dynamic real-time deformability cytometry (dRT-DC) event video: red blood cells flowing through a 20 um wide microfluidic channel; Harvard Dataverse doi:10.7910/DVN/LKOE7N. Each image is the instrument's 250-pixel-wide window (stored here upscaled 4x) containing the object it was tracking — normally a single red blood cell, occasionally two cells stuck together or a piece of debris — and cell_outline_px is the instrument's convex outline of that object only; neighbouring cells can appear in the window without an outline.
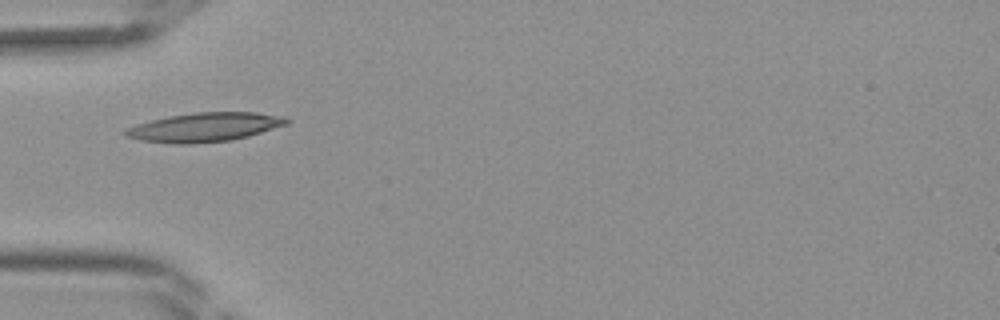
{"species": "Egyptian fruit bat (a non-hibernating species)", "species_latin": "Rousettus aegyptiacus", "temperature_condition": "room temperature", "stored_images_in_passage": 29, "camera_frame_rate_fps": 3000, "um_per_image_px": 0.085, "frame": {"image": 1, "passage_image": 1, "time_ms": 0.0, "image_size_px": [1000, 320], "cell_outline_px": [[292, 120], [288, 124], [248, 136], [232, 140], [192, 144], [172, 144], [140, 140], [124, 136], [120, 132], [136, 124], [168, 116], [192, 112], [256, 112], [288, 116]], "centroid_in_image_um": [17.41, 10.81], "position_along_channel_um": 67.6, "area_um2": 27.69}}
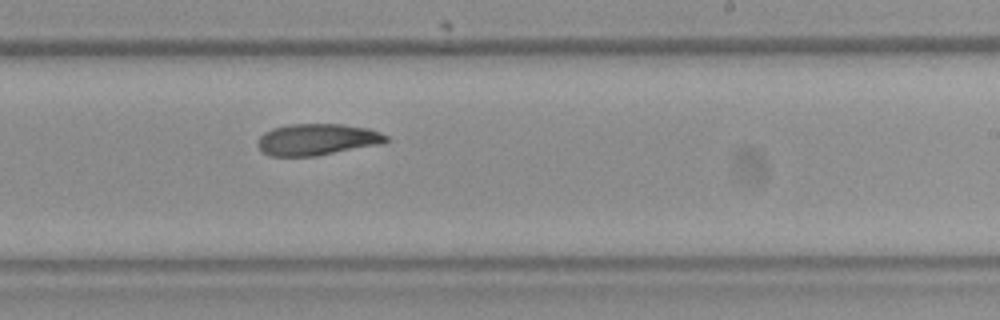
{"frame": {"image": 2, "passage_image": 13, "time_ms": 4.0, "image_size_px": [1000, 320], "cell_outline_px": [[392, 140], [384, 144], [316, 156], [268, 156], [256, 144], [260, 136], [264, 132], [272, 128], [288, 124], [340, 124], [368, 128], [380, 132], [388, 136]], "centroid_in_image_um": [27.0, 11.86], "position_along_channel_um": 262.0, "area_um2": 23.93}}
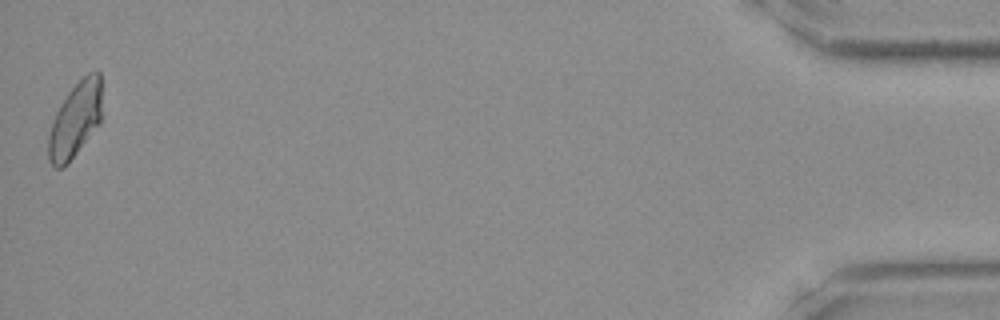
{"frame": {"image": 3, "passage_image": 29, "time_ms": 9.333, "image_size_px": [1000, 320], "cell_outline_px": [[100, 124], [68, 164], [60, 168], [56, 168], [48, 160], [48, 136], [52, 120], [60, 104], [68, 92], [88, 72], [100, 72]], "centroid_in_image_um": [6.37, 10.23], "position_along_channel_um": 428.8, "area_um2": 23.29}}